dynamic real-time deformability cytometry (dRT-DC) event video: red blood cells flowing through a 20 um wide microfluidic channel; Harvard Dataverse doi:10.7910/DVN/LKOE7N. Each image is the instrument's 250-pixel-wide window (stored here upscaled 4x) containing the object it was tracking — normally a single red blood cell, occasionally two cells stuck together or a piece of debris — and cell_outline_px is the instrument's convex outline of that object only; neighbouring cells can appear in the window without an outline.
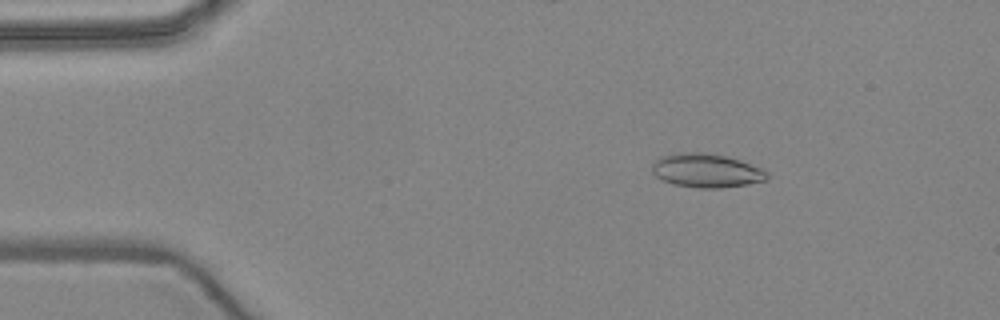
{"species": "common noctule bat (a hibernating species)", "species_latin": "Nyctalus noctula", "temperature_condition": "warm", "stored_images_in_passage": 3, "camera_frame_rate_fps": 3000, "um_per_image_px": 0.085, "animal": {"sex": "female", "body_mass_g": 24.6, "forearm_length_mm": 56.2}, "frame": {"image": 1, "passage_image": 1, "time_ms": 0.0, "image_size_px": [1000, 320], "cell_outline_px": [[768, 180], [748, 184], [720, 188], [696, 188], [672, 184], [656, 176], [652, 172], [652, 164], [660, 156], [680, 152], [704, 152], [728, 156], [764, 168], [768, 172]], "centroid_in_image_um": [60.07, 14.49], "position_along_channel_um": 24.9, "area_um2": 23.0}}